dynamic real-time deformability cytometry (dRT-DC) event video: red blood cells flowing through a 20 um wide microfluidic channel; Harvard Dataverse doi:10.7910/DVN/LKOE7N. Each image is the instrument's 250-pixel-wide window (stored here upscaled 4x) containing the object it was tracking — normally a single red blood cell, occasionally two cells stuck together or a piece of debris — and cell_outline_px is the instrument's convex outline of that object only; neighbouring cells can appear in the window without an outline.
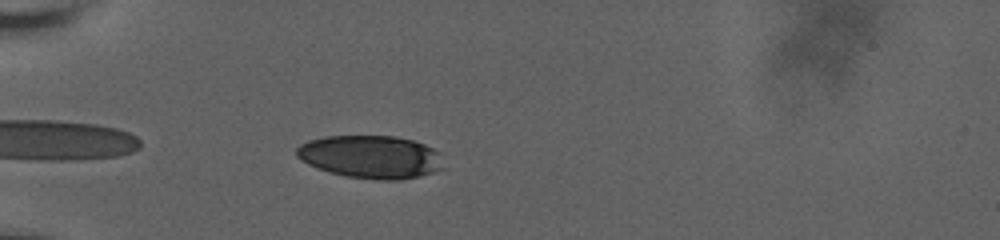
{"species": "human", "species_latin": "Homo sapiens", "temperature_condition": "room temperature", "stored_images_in_passage": 18, "camera_frame_rate_fps": 3000, "um_per_image_px": 0.085, "donor": {"sex": "male"}, "frame": {"image": 1, "passage_image": 3, "time_ms": 0.667, "image_size_px": [1000, 240], "cell_outline_px": [[444, 168], [420, 176], [400, 180], [380, 180], [348, 176], [328, 172], [316, 168], [300, 160], [296, 156], [296, 148], [300, 144], [308, 140], [324, 136], [396, 136], [412, 140], [424, 144], [440, 152]], "centroid_in_image_um": [31.5, 13.33], "position_along_channel_um": 53.5, "area_um2": 36.99}}
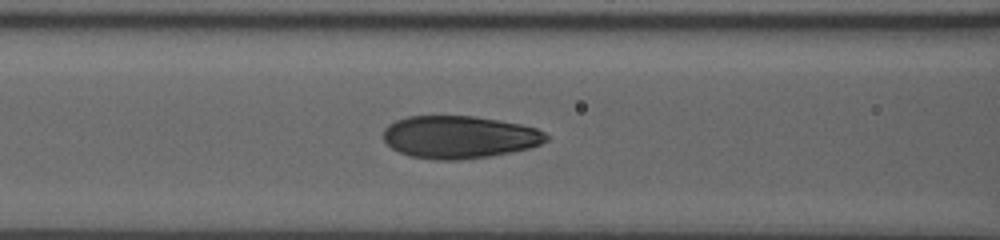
{"frame": {"image": 2, "passage_image": 9, "time_ms": 3.333, "image_size_px": [1000, 240], "cell_outline_px": [[548, 140], [540, 144], [528, 148], [488, 156], [460, 160], [436, 160], [408, 156], [392, 148], [384, 140], [384, 128], [388, 124], [396, 120], [408, 116], [476, 116], [500, 120], [520, 124], [536, 128], [544, 132], [548, 136]], "centroid_in_image_um": [39.02, 11.64], "position_along_channel_um": 127.6, "area_um2": 40.4}}
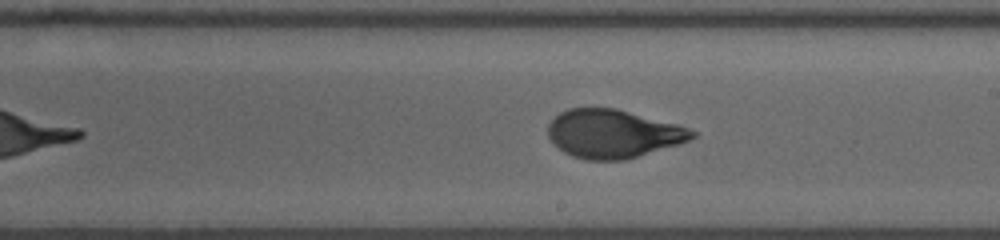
{"frame": {"image": 3, "passage_image": 16, "time_ms": 6.333, "image_size_px": [1000, 240], "cell_outline_px": [[696, 136], [688, 140], [676, 144], [624, 160], [584, 160], [572, 156], [564, 152], [548, 136], [548, 124], [560, 112], [568, 108], [616, 108], [676, 124], [688, 128], [696, 132]], "centroid_in_image_um": [52.07, 11.36], "position_along_channel_um": 236.9, "area_um2": 40.11}}